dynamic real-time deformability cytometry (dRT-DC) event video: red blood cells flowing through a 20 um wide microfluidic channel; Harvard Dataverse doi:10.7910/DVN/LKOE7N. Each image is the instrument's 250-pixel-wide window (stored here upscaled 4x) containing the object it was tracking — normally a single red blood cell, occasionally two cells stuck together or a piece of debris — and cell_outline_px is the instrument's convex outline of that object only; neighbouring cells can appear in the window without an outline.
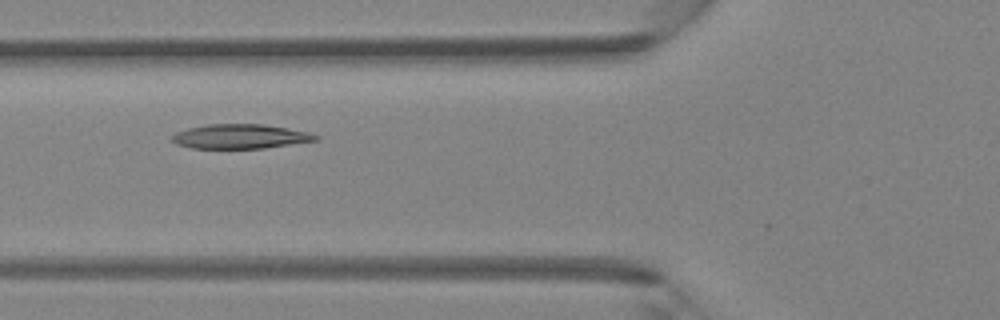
{"species": "Egyptian fruit bat (a non-hibernating species)", "species_latin": "Rousettus aegyptiacus", "temperature_condition": "room temperature", "stored_images_in_passage": 4, "camera_frame_rate_fps": 3000, "um_per_image_px": 0.085, "animal": {"sex": "female"}, "frame": {"image": 1, "passage_image": 4, "time_ms": 1.0, "image_size_px": [1000, 320], "cell_outline_px": [[320, 136], [316, 140], [264, 148], [192, 148], [176, 144], [172, 140], [172, 136], [176, 132], [188, 128], [208, 124], [264, 124], [288, 128], [308, 132]], "centroid_in_image_um": [20.41, 11.59], "position_along_channel_um": 105.4, "area_um2": 20.29}}